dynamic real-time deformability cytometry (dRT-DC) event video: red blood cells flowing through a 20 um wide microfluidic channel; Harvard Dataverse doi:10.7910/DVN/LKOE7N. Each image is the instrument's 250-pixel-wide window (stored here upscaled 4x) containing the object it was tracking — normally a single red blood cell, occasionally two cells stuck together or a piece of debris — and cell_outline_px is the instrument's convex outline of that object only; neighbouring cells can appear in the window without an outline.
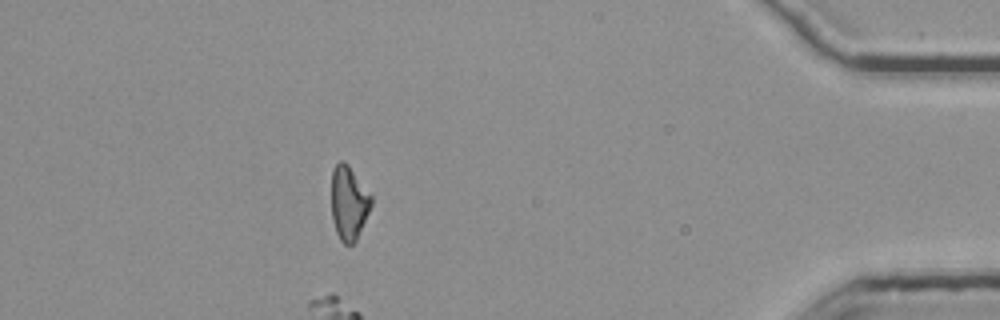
{"species": "common noctule bat (a hibernating species)", "species_latin": "Nyctalus noctula", "temperature_condition": "room temperature", "stored_images_in_passage": 55, "segment_of_instrument_passage": [2, 2], "camera_frame_rate_fps": 3000, "um_per_image_px": 0.085, "animal": {"sex": "female", "body_mass_g": 25.1}, "frame": {"image": 1, "passage_image": 49, "time_ms": 16.0, "image_size_px": [1000, 320], "cell_outline_px": [[372, 204], [356, 240], [352, 244], [344, 244], [340, 240], [336, 232], [332, 220], [332, 172], [336, 164], [340, 160], [344, 160], [348, 164], [372, 196]], "centroid_in_image_um": [29.64, 17.24], "position_along_channel_um": 405.6, "area_um2": 17.05}}